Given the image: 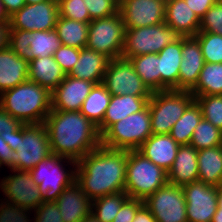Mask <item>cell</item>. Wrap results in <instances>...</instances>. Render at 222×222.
I'll list each match as a JSON object with an SVG mask.
<instances>
[{
    "label": "cell",
    "instance_id": "9c48e42d",
    "mask_svg": "<svg viewBox=\"0 0 222 222\" xmlns=\"http://www.w3.org/2000/svg\"><path fill=\"white\" fill-rule=\"evenodd\" d=\"M125 26L120 13L89 22L86 47L110 59L122 57Z\"/></svg>",
    "mask_w": 222,
    "mask_h": 222
},
{
    "label": "cell",
    "instance_id": "ba28073f",
    "mask_svg": "<svg viewBox=\"0 0 222 222\" xmlns=\"http://www.w3.org/2000/svg\"><path fill=\"white\" fill-rule=\"evenodd\" d=\"M181 36L165 22L153 26L125 28L122 58L145 54H158Z\"/></svg>",
    "mask_w": 222,
    "mask_h": 222
},
{
    "label": "cell",
    "instance_id": "277c9868",
    "mask_svg": "<svg viewBox=\"0 0 222 222\" xmlns=\"http://www.w3.org/2000/svg\"><path fill=\"white\" fill-rule=\"evenodd\" d=\"M168 183V172L155 165L138 150L127 151L124 191L129 198L145 201Z\"/></svg>",
    "mask_w": 222,
    "mask_h": 222
},
{
    "label": "cell",
    "instance_id": "83f0119b",
    "mask_svg": "<svg viewBox=\"0 0 222 222\" xmlns=\"http://www.w3.org/2000/svg\"><path fill=\"white\" fill-rule=\"evenodd\" d=\"M198 180L222 187V145L198 150Z\"/></svg>",
    "mask_w": 222,
    "mask_h": 222
},
{
    "label": "cell",
    "instance_id": "ac0fdd59",
    "mask_svg": "<svg viewBox=\"0 0 222 222\" xmlns=\"http://www.w3.org/2000/svg\"><path fill=\"white\" fill-rule=\"evenodd\" d=\"M204 63L198 40L194 36H182V62L178 76V90L190 91L196 85Z\"/></svg>",
    "mask_w": 222,
    "mask_h": 222
},
{
    "label": "cell",
    "instance_id": "e0dca14e",
    "mask_svg": "<svg viewBox=\"0 0 222 222\" xmlns=\"http://www.w3.org/2000/svg\"><path fill=\"white\" fill-rule=\"evenodd\" d=\"M94 85L90 81L66 74L63 81L51 92L52 110L80 111Z\"/></svg>",
    "mask_w": 222,
    "mask_h": 222
},
{
    "label": "cell",
    "instance_id": "cb8c5ba5",
    "mask_svg": "<svg viewBox=\"0 0 222 222\" xmlns=\"http://www.w3.org/2000/svg\"><path fill=\"white\" fill-rule=\"evenodd\" d=\"M29 61L8 46L0 51V94L28 81Z\"/></svg>",
    "mask_w": 222,
    "mask_h": 222
},
{
    "label": "cell",
    "instance_id": "d590c367",
    "mask_svg": "<svg viewBox=\"0 0 222 222\" xmlns=\"http://www.w3.org/2000/svg\"><path fill=\"white\" fill-rule=\"evenodd\" d=\"M190 145L197 150L222 145V131L202 118L194 130Z\"/></svg>",
    "mask_w": 222,
    "mask_h": 222
},
{
    "label": "cell",
    "instance_id": "60d3db41",
    "mask_svg": "<svg viewBox=\"0 0 222 222\" xmlns=\"http://www.w3.org/2000/svg\"><path fill=\"white\" fill-rule=\"evenodd\" d=\"M199 32H212L222 36V0H217L200 19Z\"/></svg>",
    "mask_w": 222,
    "mask_h": 222
},
{
    "label": "cell",
    "instance_id": "d6a6232c",
    "mask_svg": "<svg viewBox=\"0 0 222 222\" xmlns=\"http://www.w3.org/2000/svg\"><path fill=\"white\" fill-rule=\"evenodd\" d=\"M190 92L193 95H222V63L205 62Z\"/></svg>",
    "mask_w": 222,
    "mask_h": 222
},
{
    "label": "cell",
    "instance_id": "f35d334b",
    "mask_svg": "<svg viewBox=\"0 0 222 222\" xmlns=\"http://www.w3.org/2000/svg\"><path fill=\"white\" fill-rule=\"evenodd\" d=\"M59 16L80 22H90L85 0H57Z\"/></svg>",
    "mask_w": 222,
    "mask_h": 222
},
{
    "label": "cell",
    "instance_id": "f546056e",
    "mask_svg": "<svg viewBox=\"0 0 222 222\" xmlns=\"http://www.w3.org/2000/svg\"><path fill=\"white\" fill-rule=\"evenodd\" d=\"M129 60L134 65L135 72L152 93L161 91L160 57L158 54L138 55Z\"/></svg>",
    "mask_w": 222,
    "mask_h": 222
},
{
    "label": "cell",
    "instance_id": "7dc6e473",
    "mask_svg": "<svg viewBox=\"0 0 222 222\" xmlns=\"http://www.w3.org/2000/svg\"><path fill=\"white\" fill-rule=\"evenodd\" d=\"M0 162L9 169L19 170V157L16 150H13L0 136Z\"/></svg>",
    "mask_w": 222,
    "mask_h": 222
},
{
    "label": "cell",
    "instance_id": "f907efd6",
    "mask_svg": "<svg viewBox=\"0 0 222 222\" xmlns=\"http://www.w3.org/2000/svg\"><path fill=\"white\" fill-rule=\"evenodd\" d=\"M3 4V8L10 17L15 12L19 11L26 3L24 0H0Z\"/></svg>",
    "mask_w": 222,
    "mask_h": 222
},
{
    "label": "cell",
    "instance_id": "b9f144b4",
    "mask_svg": "<svg viewBox=\"0 0 222 222\" xmlns=\"http://www.w3.org/2000/svg\"><path fill=\"white\" fill-rule=\"evenodd\" d=\"M90 18L109 17L119 12V0H85Z\"/></svg>",
    "mask_w": 222,
    "mask_h": 222
},
{
    "label": "cell",
    "instance_id": "1f68e13d",
    "mask_svg": "<svg viewBox=\"0 0 222 222\" xmlns=\"http://www.w3.org/2000/svg\"><path fill=\"white\" fill-rule=\"evenodd\" d=\"M111 97L102 83L95 84L84 100L80 112L98 126L103 121Z\"/></svg>",
    "mask_w": 222,
    "mask_h": 222
},
{
    "label": "cell",
    "instance_id": "ffe728a7",
    "mask_svg": "<svg viewBox=\"0 0 222 222\" xmlns=\"http://www.w3.org/2000/svg\"><path fill=\"white\" fill-rule=\"evenodd\" d=\"M179 146L170 134H152L138 151L168 172L174 164Z\"/></svg>",
    "mask_w": 222,
    "mask_h": 222
},
{
    "label": "cell",
    "instance_id": "9a60e30c",
    "mask_svg": "<svg viewBox=\"0 0 222 222\" xmlns=\"http://www.w3.org/2000/svg\"><path fill=\"white\" fill-rule=\"evenodd\" d=\"M182 189L187 222H212L217 210L218 187L197 180L182 186Z\"/></svg>",
    "mask_w": 222,
    "mask_h": 222
},
{
    "label": "cell",
    "instance_id": "8992f818",
    "mask_svg": "<svg viewBox=\"0 0 222 222\" xmlns=\"http://www.w3.org/2000/svg\"><path fill=\"white\" fill-rule=\"evenodd\" d=\"M63 162L73 168L77 165L70 158L50 154L29 171L43 196V202H55L64 189L76 180V169L70 167L67 170Z\"/></svg>",
    "mask_w": 222,
    "mask_h": 222
},
{
    "label": "cell",
    "instance_id": "f5cc1de1",
    "mask_svg": "<svg viewBox=\"0 0 222 222\" xmlns=\"http://www.w3.org/2000/svg\"><path fill=\"white\" fill-rule=\"evenodd\" d=\"M9 32H10V23L1 22L0 23V51L9 46Z\"/></svg>",
    "mask_w": 222,
    "mask_h": 222
},
{
    "label": "cell",
    "instance_id": "816d5d0a",
    "mask_svg": "<svg viewBox=\"0 0 222 222\" xmlns=\"http://www.w3.org/2000/svg\"><path fill=\"white\" fill-rule=\"evenodd\" d=\"M132 222H156L150 210L143 204L136 212Z\"/></svg>",
    "mask_w": 222,
    "mask_h": 222
},
{
    "label": "cell",
    "instance_id": "30bf717a",
    "mask_svg": "<svg viewBox=\"0 0 222 222\" xmlns=\"http://www.w3.org/2000/svg\"><path fill=\"white\" fill-rule=\"evenodd\" d=\"M15 150L19 157V171H30L52 154L45 124H22V131L16 137Z\"/></svg>",
    "mask_w": 222,
    "mask_h": 222
},
{
    "label": "cell",
    "instance_id": "6f0895ef",
    "mask_svg": "<svg viewBox=\"0 0 222 222\" xmlns=\"http://www.w3.org/2000/svg\"><path fill=\"white\" fill-rule=\"evenodd\" d=\"M82 222H100L91 212Z\"/></svg>",
    "mask_w": 222,
    "mask_h": 222
},
{
    "label": "cell",
    "instance_id": "7402d4cb",
    "mask_svg": "<svg viewBox=\"0 0 222 222\" xmlns=\"http://www.w3.org/2000/svg\"><path fill=\"white\" fill-rule=\"evenodd\" d=\"M165 23L180 36H195L199 32L200 19L187 6L185 0H167Z\"/></svg>",
    "mask_w": 222,
    "mask_h": 222
},
{
    "label": "cell",
    "instance_id": "5b68a950",
    "mask_svg": "<svg viewBox=\"0 0 222 222\" xmlns=\"http://www.w3.org/2000/svg\"><path fill=\"white\" fill-rule=\"evenodd\" d=\"M152 135L149 106L112 124L102 135L101 145L111 149L138 150Z\"/></svg>",
    "mask_w": 222,
    "mask_h": 222
},
{
    "label": "cell",
    "instance_id": "e575fe53",
    "mask_svg": "<svg viewBox=\"0 0 222 222\" xmlns=\"http://www.w3.org/2000/svg\"><path fill=\"white\" fill-rule=\"evenodd\" d=\"M61 45V41L55 30L32 31V38L30 39L32 59L53 56L54 52H56Z\"/></svg>",
    "mask_w": 222,
    "mask_h": 222
},
{
    "label": "cell",
    "instance_id": "ee69618b",
    "mask_svg": "<svg viewBox=\"0 0 222 222\" xmlns=\"http://www.w3.org/2000/svg\"><path fill=\"white\" fill-rule=\"evenodd\" d=\"M80 56V49L61 45L60 48L54 52L53 57L59 64L65 74H69L78 62Z\"/></svg>",
    "mask_w": 222,
    "mask_h": 222
},
{
    "label": "cell",
    "instance_id": "7bdbcfd3",
    "mask_svg": "<svg viewBox=\"0 0 222 222\" xmlns=\"http://www.w3.org/2000/svg\"><path fill=\"white\" fill-rule=\"evenodd\" d=\"M0 222H30L31 210L0 200Z\"/></svg>",
    "mask_w": 222,
    "mask_h": 222
},
{
    "label": "cell",
    "instance_id": "836d02e7",
    "mask_svg": "<svg viewBox=\"0 0 222 222\" xmlns=\"http://www.w3.org/2000/svg\"><path fill=\"white\" fill-rule=\"evenodd\" d=\"M128 198L125 191L102 196L92 201L91 212L100 222H112Z\"/></svg>",
    "mask_w": 222,
    "mask_h": 222
},
{
    "label": "cell",
    "instance_id": "2e32d148",
    "mask_svg": "<svg viewBox=\"0 0 222 222\" xmlns=\"http://www.w3.org/2000/svg\"><path fill=\"white\" fill-rule=\"evenodd\" d=\"M165 0H119L125 28L153 26L165 22Z\"/></svg>",
    "mask_w": 222,
    "mask_h": 222
},
{
    "label": "cell",
    "instance_id": "7a4b0ae2",
    "mask_svg": "<svg viewBox=\"0 0 222 222\" xmlns=\"http://www.w3.org/2000/svg\"><path fill=\"white\" fill-rule=\"evenodd\" d=\"M44 124L52 154L78 162L101 144L97 125L80 111L51 110Z\"/></svg>",
    "mask_w": 222,
    "mask_h": 222
},
{
    "label": "cell",
    "instance_id": "4dcf8cb0",
    "mask_svg": "<svg viewBox=\"0 0 222 222\" xmlns=\"http://www.w3.org/2000/svg\"><path fill=\"white\" fill-rule=\"evenodd\" d=\"M203 118L198 103L194 100L173 125L170 135L179 145H189L196 126Z\"/></svg>",
    "mask_w": 222,
    "mask_h": 222
},
{
    "label": "cell",
    "instance_id": "91938a15",
    "mask_svg": "<svg viewBox=\"0 0 222 222\" xmlns=\"http://www.w3.org/2000/svg\"><path fill=\"white\" fill-rule=\"evenodd\" d=\"M26 4H35V3H41L48 0H24Z\"/></svg>",
    "mask_w": 222,
    "mask_h": 222
},
{
    "label": "cell",
    "instance_id": "484cf974",
    "mask_svg": "<svg viewBox=\"0 0 222 222\" xmlns=\"http://www.w3.org/2000/svg\"><path fill=\"white\" fill-rule=\"evenodd\" d=\"M66 74L53 56L38 57L29 61L28 79L52 92Z\"/></svg>",
    "mask_w": 222,
    "mask_h": 222
},
{
    "label": "cell",
    "instance_id": "6da1fadb",
    "mask_svg": "<svg viewBox=\"0 0 222 222\" xmlns=\"http://www.w3.org/2000/svg\"><path fill=\"white\" fill-rule=\"evenodd\" d=\"M126 166L127 150L111 149L100 144L77 162L76 181L93 201L124 191Z\"/></svg>",
    "mask_w": 222,
    "mask_h": 222
},
{
    "label": "cell",
    "instance_id": "74e56055",
    "mask_svg": "<svg viewBox=\"0 0 222 222\" xmlns=\"http://www.w3.org/2000/svg\"><path fill=\"white\" fill-rule=\"evenodd\" d=\"M203 118L222 131V95H194Z\"/></svg>",
    "mask_w": 222,
    "mask_h": 222
},
{
    "label": "cell",
    "instance_id": "11a10c76",
    "mask_svg": "<svg viewBox=\"0 0 222 222\" xmlns=\"http://www.w3.org/2000/svg\"><path fill=\"white\" fill-rule=\"evenodd\" d=\"M1 22H9V17L3 8L2 2L0 1V23Z\"/></svg>",
    "mask_w": 222,
    "mask_h": 222
},
{
    "label": "cell",
    "instance_id": "d4e9b609",
    "mask_svg": "<svg viewBox=\"0 0 222 222\" xmlns=\"http://www.w3.org/2000/svg\"><path fill=\"white\" fill-rule=\"evenodd\" d=\"M109 61L106 55L84 47L80 49L78 62L68 75L95 84L102 83Z\"/></svg>",
    "mask_w": 222,
    "mask_h": 222
},
{
    "label": "cell",
    "instance_id": "8fae6325",
    "mask_svg": "<svg viewBox=\"0 0 222 222\" xmlns=\"http://www.w3.org/2000/svg\"><path fill=\"white\" fill-rule=\"evenodd\" d=\"M102 84L111 95H152V92L135 72L131 61L122 57L110 59Z\"/></svg>",
    "mask_w": 222,
    "mask_h": 222
},
{
    "label": "cell",
    "instance_id": "d6986e66",
    "mask_svg": "<svg viewBox=\"0 0 222 222\" xmlns=\"http://www.w3.org/2000/svg\"><path fill=\"white\" fill-rule=\"evenodd\" d=\"M64 222H82L92 209V201L74 180L55 201Z\"/></svg>",
    "mask_w": 222,
    "mask_h": 222
},
{
    "label": "cell",
    "instance_id": "c3c4849f",
    "mask_svg": "<svg viewBox=\"0 0 222 222\" xmlns=\"http://www.w3.org/2000/svg\"><path fill=\"white\" fill-rule=\"evenodd\" d=\"M21 125V122L0 107V133L15 132Z\"/></svg>",
    "mask_w": 222,
    "mask_h": 222
},
{
    "label": "cell",
    "instance_id": "4fadbf2b",
    "mask_svg": "<svg viewBox=\"0 0 222 222\" xmlns=\"http://www.w3.org/2000/svg\"><path fill=\"white\" fill-rule=\"evenodd\" d=\"M10 171L13 175H5L0 181V188L5 196L3 200L31 211L38 208L43 203V196L30 172L15 169Z\"/></svg>",
    "mask_w": 222,
    "mask_h": 222
},
{
    "label": "cell",
    "instance_id": "7c38bea8",
    "mask_svg": "<svg viewBox=\"0 0 222 222\" xmlns=\"http://www.w3.org/2000/svg\"><path fill=\"white\" fill-rule=\"evenodd\" d=\"M156 222H187L186 201L181 186L167 183L144 201Z\"/></svg>",
    "mask_w": 222,
    "mask_h": 222
},
{
    "label": "cell",
    "instance_id": "8d00e7d4",
    "mask_svg": "<svg viewBox=\"0 0 222 222\" xmlns=\"http://www.w3.org/2000/svg\"><path fill=\"white\" fill-rule=\"evenodd\" d=\"M201 47L205 62L222 63V36L212 32H198L194 36Z\"/></svg>",
    "mask_w": 222,
    "mask_h": 222
},
{
    "label": "cell",
    "instance_id": "bcb514c9",
    "mask_svg": "<svg viewBox=\"0 0 222 222\" xmlns=\"http://www.w3.org/2000/svg\"><path fill=\"white\" fill-rule=\"evenodd\" d=\"M144 204V201L135 198H128L121 206L119 212L112 222H132L137 210Z\"/></svg>",
    "mask_w": 222,
    "mask_h": 222
},
{
    "label": "cell",
    "instance_id": "f1b7e54d",
    "mask_svg": "<svg viewBox=\"0 0 222 222\" xmlns=\"http://www.w3.org/2000/svg\"><path fill=\"white\" fill-rule=\"evenodd\" d=\"M89 22H80L58 16L55 31L62 45L82 49L86 47Z\"/></svg>",
    "mask_w": 222,
    "mask_h": 222
},
{
    "label": "cell",
    "instance_id": "3957f363",
    "mask_svg": "<svg viewBox=\"0 0 222 222\" xmlns=\"http://www.w3.org/2000/svg\"><path fill=\"white\" fill-rule=\"evenodd\" d=\"M0 107L22 124H41L52 110L51 92L28 80L2 92Z\"/></svg>",
    "mask_w": 222,
    "mask_h": 222
},
{
    "label": "cell",
    "instance_id": "681fc988",
    "mask_svg": "<svg viewBox=\"0 0 222 222\" xmlns=\"http://www.w3.org/2000/svg\"><path fill=\"white\" fill-rule=\"evenodd\" d=\"M217 0H185L187 6L201 19Z\"/></svg>",
    "mask_w": 222,
    "mask_h": 222
},
{
    "label": "cell",
    "instance_id": "680465c9",
    "mask_svg": "<svg viewBox=\"0 0 222 222\" xmlns=\"http://www.w3.org/2000/svg\"><path fill=\"white\" fill-rule=\"evenodd\" d=\"M212 222H222V214H220V209L216 210V213L213 216Z\"/></svg>",
    "mask_w": 222,
    "mask_h": 222
},
{
    "label": "cell",
    "instance_id": "ab89813d",
    "mask_svg": "<svg viewBox=\"0 0 222 222\" xmlns=\"http://www.w3.org/2000/svg\"><path fill=\"white\" fill-rule=\"evenodd\" d=\"M31 38V31L10 29L9 47L17 56L30 61L32 60V51L30 49Z\"/></svg>",
    "mask_w": 222,
    "mask_h": 222
},
{
    "label": "cell",
    "instance_id": "52a82bcc",
    "mask_svg": "<svg viewBox=\"0 0 222 222\" xmlns=\"http://www.w3.org/2000/svg\"><path fill=\"white\" fill-rule=\"evenodd\" d=\"M194 100L190 91L170 89L153 92L148 101L152 134H170L173 125Z\"/></svg>",
    "mask_w": 222,
    "mask_h": 222
},
{
    "label": "cell",
    "instance_id": "f6af8a7d",
    "mask_svg": "<svg viewBox=\"0 0 222 222\" xmlns=\"http://www.w3.org/2000/svg\"><path fill=\"white\" fill-rule=\"evenodd\" d=\"M34 212V222H64L56 202H43Z\"/></svg>",
    "mask_w": 222,
    "mask_h": 222
},
{
    "label": "cell",
    "instance_id": "5bb4252c",
    "mask_svg": "<svg viewBox=\"0 0 222 222\" xmlns=\"http://www.w3.org/2000/svg\"><path fill=\"white\" fill-rule=\"evenodd\" d=\"M59 16L58 1L25 4L9 17L10 29L26 31L54 30Z\"/></svg>",
    "mask_w": 222,
    "mask_h": 222
},
{
    "label": "cell",
    "instance_id": "603a6c76",
    "mask_svg": "<svg viewBox=\"0 0 222 222\" xmlns=\"http://www.w3.org/2000/svg\"><path fill=\"white\" fill-rule=\"evenodd\" d=\"M198 150L192 145H180L174 164L168 171V183L184 186L198 180Z\"/></svg>",
    "mask_w": 222,
    "mask_h": 222
},
{
    "label": "cell",
    "instance_id": "db71d44e",
    "mask_svg": "<svg viewBox=\"0 0 222 222\" xmlns=\"http://www.w3.org/2000/svg\"><path fill=\"white\" fill-rule=\"evenodd\" d=\"M22 131V125L15 132H7L0 133V136L4 139V141L15 150V141L17 135Z\"/></svg>",
    "mask_w": 222,
    "mask_h": 222
},
{
    "label": "cell",
    "instance_id": "9f6ffc18",
    "mask_svg": "<svg viewBox=\"0 0 222 222\" xmlns=\"http://www.w3.org/2000/svg\"><path fill=\"white\" fill-rule=\"evenodd\" d=\"M217 201V209H220V214H222V187H218Z\"/></svg>",
    "mask_w": 222,
    "mask_h": 222
},
{
    "label": "cell",
    "instance_id": "44dd1931",
    "mask_svg": "<svg viewBox=\"0 0 222 222\" xmlns=\"http://www.w3.org/2000/svg\"><path fill=\"white\" fill-rule=\"evenodd\" d=\"M150 98L151 96L112 95L103 121L97 126L100 135L112 124L143 110Z\"/></svg>",
    "mask_w": 222,
    "mask_h": 222
},
{
    "label": "cell",
    "instance_id": "4316f807",
    "mask_svg": "<svg viewBox=\"0 0 222 222\" xmlns=\"http://www.w3.org/2000/svg\"><path fill=\"white\" fill-rule=\"evenodd\" d=\"M160 57L161 91L178 90V76L182 62V36L158 53Z\"/></svg>",
    "mask_w": 222,
    "mask_h": 222
}]
</instances>
